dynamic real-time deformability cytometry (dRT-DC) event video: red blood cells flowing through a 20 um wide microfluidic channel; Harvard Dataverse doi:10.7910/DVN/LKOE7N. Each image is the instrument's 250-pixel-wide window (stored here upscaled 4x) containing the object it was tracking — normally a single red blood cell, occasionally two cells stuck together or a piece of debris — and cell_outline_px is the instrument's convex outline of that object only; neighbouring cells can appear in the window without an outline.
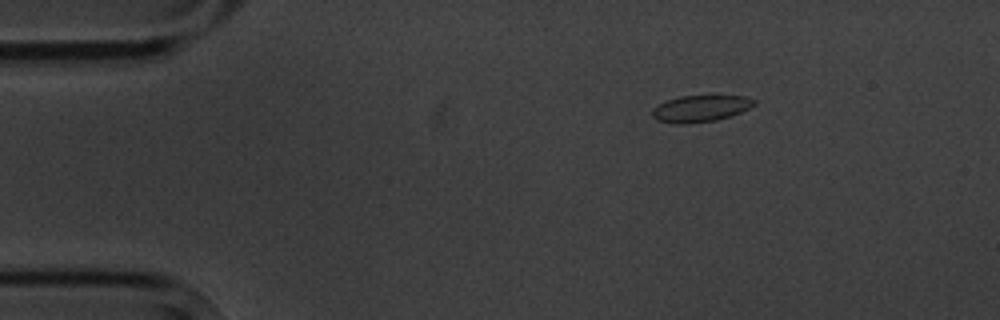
{"species": "common noctule bat (a hibernating species)", "species_latin": "Nyctalus noctula", "temperature_condition": "cold", "stored_images_in_passage": 4, "camera_frame_rate_fps": 3000, "um_per_image_px": 0.085, "animal": {"sex": "male", "body_mass_g": 20.1, "forearm_length_mm": 53.5}, "frame": {"image": 1, "passage_image": 3, "time_ms": 2.333, "image_size_px": [1000, 320], "cell_outline_px": [[756, 104], [740, 112], [716, 120], [684, 124], [676, 124], [656, 120], [652, 116], [652, 108], [668, 100], [680, 96], [708, 92], [712, 92], [744, 96], [756, 100]], "centroid_in_image_um": [59.57, 9.16], "position_along_channel_um": 25.4, "area_um2": 16.59}}